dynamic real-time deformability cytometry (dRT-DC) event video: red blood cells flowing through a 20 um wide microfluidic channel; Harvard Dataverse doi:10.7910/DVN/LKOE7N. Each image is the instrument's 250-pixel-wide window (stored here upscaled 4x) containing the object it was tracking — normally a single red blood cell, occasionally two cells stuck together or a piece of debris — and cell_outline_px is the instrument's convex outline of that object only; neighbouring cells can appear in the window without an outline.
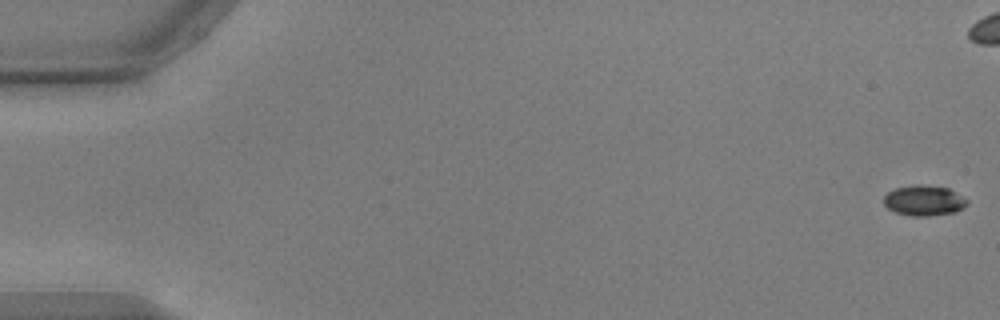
{"species": "common noctule bat (a hibernating species)", "species_latin": "Nyctalus noctula", "temperature_condition": "warm", "stored_images_in_passage": 55, "camera_frame_rate_fps": 3000, "um_per_image_px": 0.085, "animal": {"sex": "male", "body_mass_g": 17.9, "forearm_length_mm": 54.2}, "frame": {"image": 1, "passage_image": 1, "time_ms": 0.0, "image_size_px": [1000, 320], "cell_outline_px": [[968, 204], [964, 208], [956, 212], [928, 216], [912, 216], [896, 212], [888, 208], [884, 204], [884, 196], [888, 192], [896, 188], [916, 184], [920, 184], [948, 188], [968, 200]], "centroid_in_image_um": [78.56, 17.05], "position_along_channel_um": 6.4, "area_um2": 14.74}}
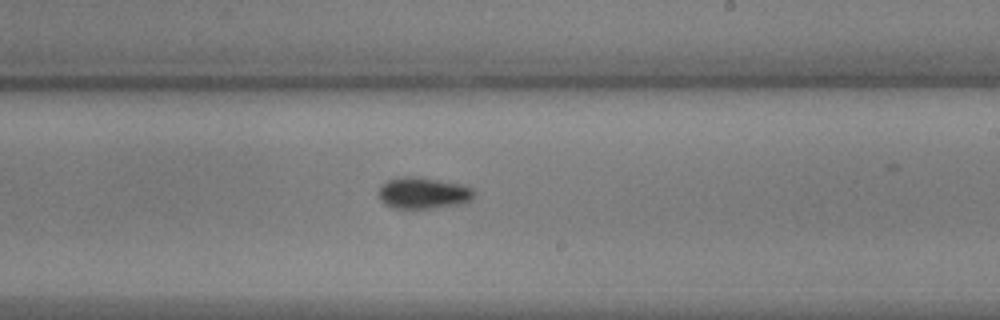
{"frame": {"image": 2, "passage_image": 33, "time_ms": 10.667, "image_size_px": [1000, 320], "cell_outline_px": [[472, 200], [460, 204], [432, 208], [392, 208], [384, 204], [380, 200], [376, 192], [388, 180], [404, 176], [408, 176], [464, 184], [472, 188]], "centroid_in_image_um": [35.94, 16.42], "position_along_channel_um": 253.1, "area_um2": 17.34}}
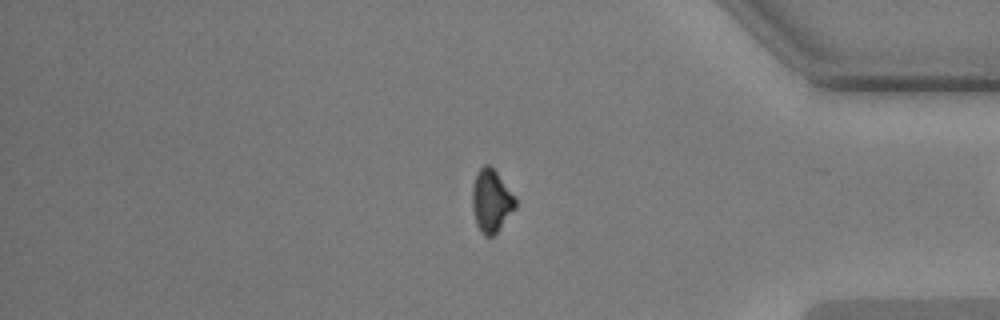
{"frame": {"image": 3, "passage_image": 46, "time_ms": 15.0, "image_size_px": [1000, 320], "cell_outline_px": [[516, 208], [496, 232], [492, 236], [484, 236], [480, 232], [476, 224], [472, 208], [472, 188], [476, 172], [484, 164], [488, 164], [496, 172], [516, 196]], "centroid_in_image_um": [41.75, 17.07], "position_along_channel_um": 393.4, "area_um2": 15.84}, "authors_computed_cell_mechanics": {"area_um2": 16.184, "velocity_mm_per_s": 3.7682, "shape_relaxation_time_tau1_ms": 2.7313, "shape_relaxation_time_tau2_ms": null, "deformation_change_tau1": 0.0813, "deformation_change_tau2": null}}